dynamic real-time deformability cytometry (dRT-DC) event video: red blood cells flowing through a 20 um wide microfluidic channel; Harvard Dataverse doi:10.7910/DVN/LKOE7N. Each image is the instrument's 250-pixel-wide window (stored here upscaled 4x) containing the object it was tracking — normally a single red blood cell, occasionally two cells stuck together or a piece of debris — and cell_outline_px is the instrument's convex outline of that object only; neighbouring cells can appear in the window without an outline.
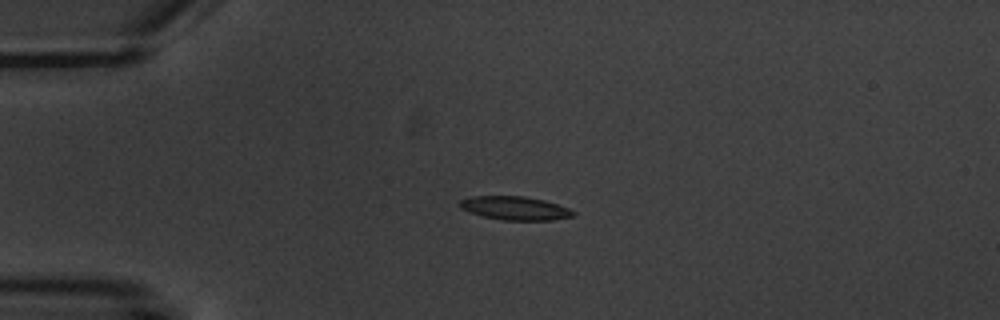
{"species": "common noctule bat (a hibernating species)", "species_latin": "Nyctalus noctula", "temperature_condition": "warm", "stored_images_in_passage": 4, "camera_frame_rate_fps": 3000, "um_per_image_px": 0.085, "animal": {"sex": "male", "body_mass_g": 20.1, "forearm_length_mm": 53.5}, "frame": {"image": 1, "passage_image": 2, "time_ms": 1.333, "image_size_px": [1000, 320], "cell_outline_px": [[576, 212], [572, 216], [552, 220], [504, 220], [484, 216], [468, 212], [460, 208], [456, 204], [460, 200], [472, 196], [524, 196], [544, 200], [568, 208]], "centroid_in_image_um": [43.72, 17.69], "position_along_channel_um": 41.3, "area_um2": 15.55}}